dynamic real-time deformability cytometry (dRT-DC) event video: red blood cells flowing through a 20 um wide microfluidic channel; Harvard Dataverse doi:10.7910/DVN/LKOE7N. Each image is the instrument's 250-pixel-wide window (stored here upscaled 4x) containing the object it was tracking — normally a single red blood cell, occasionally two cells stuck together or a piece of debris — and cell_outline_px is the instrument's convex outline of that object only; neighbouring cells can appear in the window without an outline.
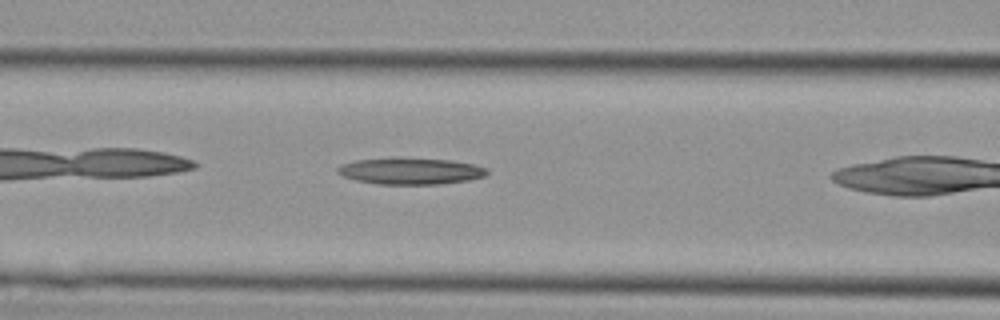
{"species": "Egyptian fruit bat (a non-hibernating species)", "species_latin": "Rousettus aegyptiacus", "temperature_condition": "cold", "stored_images_in_passage": 20, "camera_frame_rate_fps": 3000, "um_per_image_px": 0.085, "animal": {"sex": "female"}, "frame": {"image": 1, "passage_image": 5, "time_ms": 1.333, "image_size_px": [1000, 320], "cell_outline_px": [[488, 172], [484, 176], [468, 180], [440, 184], [380, 184], [356, 180], [344, 176], [336, 172], [336, 168], [344, 164], [356, 160], [448, 160], [472, 164], [488, 168]], "centroid_in_image_um": [34.93, 14.58], "position_along_channel_um": 131.7, "area_um2": 21.96}}
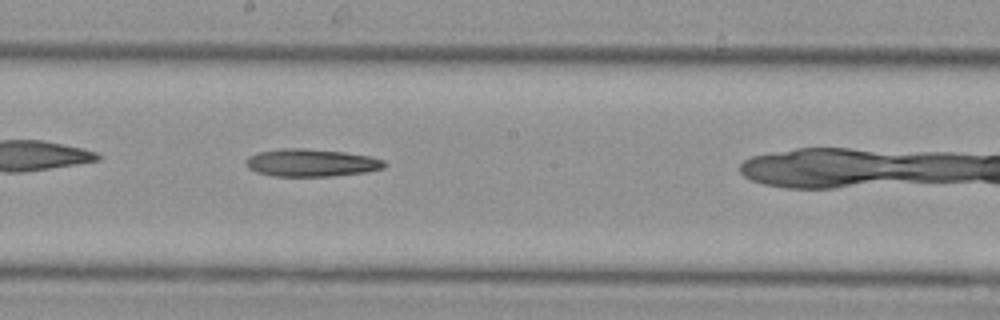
{"frame": {"image": 2, "passage_image": 10, "time_ms": 3.0, "image_size_px": [1000, 320], "cell_outline_px": [[388, 164], [384, 168], [368, 172], [332, 176], [272, 176], [256, 172], [248, 168], [244, 164], [248, 156], [260, 152], [280, 148], [304, 148], [344, 152], [368, 156], [384, 160]], "centroid_in_image_um": [26.46, 13.84], "position_along_channel_um": 221.7, "area_um2": 22.43}}
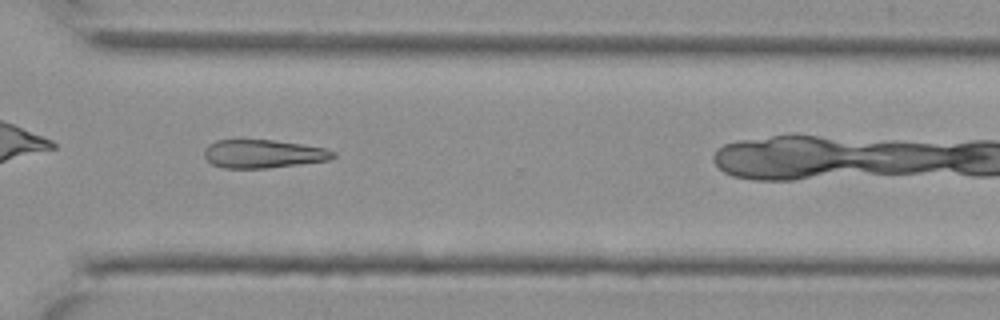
{"frame": {"image": 3, "passage_image": 17, "time_ms": 5.333, "image_size_px": [1000, 320], "cell_outline_px": [[336, 156], [328, 160], [268, 168], [224, 168], [212, 164], [204, 156], [204, 148], [208, 144], [216, 140], [272, 140], [300, 144], [324, 148], [336, 152]], "centroid_in_image_um": [22.34, 13.07], "position_along_channel_um": 348.3, "area_um2": 21.15}}